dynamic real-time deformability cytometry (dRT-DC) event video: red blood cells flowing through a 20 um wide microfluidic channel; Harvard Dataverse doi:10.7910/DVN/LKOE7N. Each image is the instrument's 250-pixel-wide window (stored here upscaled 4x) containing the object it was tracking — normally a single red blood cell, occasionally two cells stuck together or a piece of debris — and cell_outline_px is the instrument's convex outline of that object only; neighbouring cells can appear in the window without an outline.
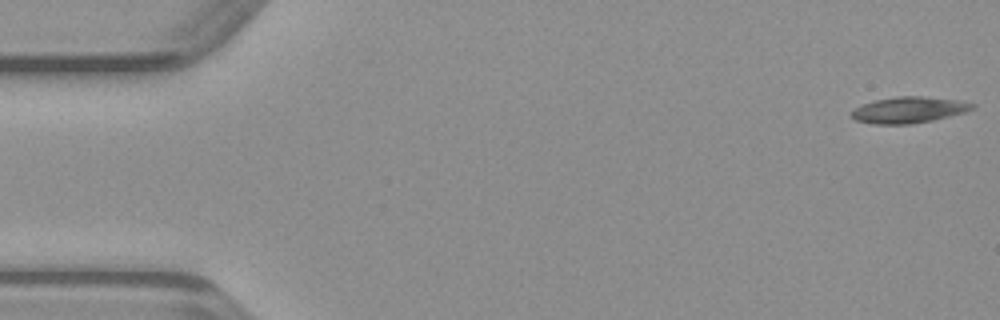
{"species": "common noctule bat (a hibernating species)", "species_latin": "Nyctalus noctula", "temperature_condition": "warm", "stored_images_in_passage": 48, "camera_frame_rate_fps": 3000, "um_per_image_px": 0.085, "animal": {"sex": "male", "body_mass_g": 23.1, "forearm_length_mm": 52.7}, "frame": {"image": 1, "passage_image": 1, "time_ms": 0.0, "image_size_px": [1000, 320], "cell_outline_px": [[976, 108], [964, 112], [932, 120], [912, 124], [872, 124], [856, 120], [848, 116], [848, 112], [864, 104], [876, 100], [896, 96], [924, 96], [960, 100], [976, 104]], "centroid_in_image_um": [77.24, 9.34], "position_along_channel_um": 7.8, "area_um2": 18.55}}
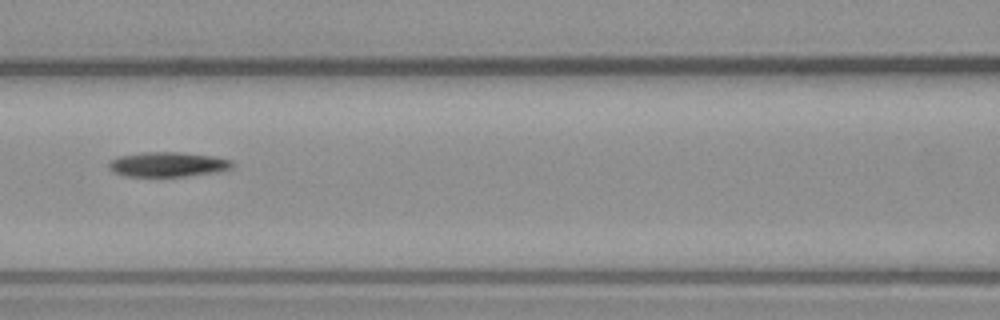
{"frame": {"image": 2, "passage_image": 21, "time_ms": 6.667, "image_size_px": [1000, 320], "cell_outline_px": [[232, 168], [216, 172], [184, 176], [124, 176], [108, 168], [108, 160], [116, 156], [144, 152], [180, 152], [212, 156], [232, 160]], "centroid_in_image_um": [14.21, 13.96], "position_along_channel_um": 152.4, "area_um2": 17.8}}
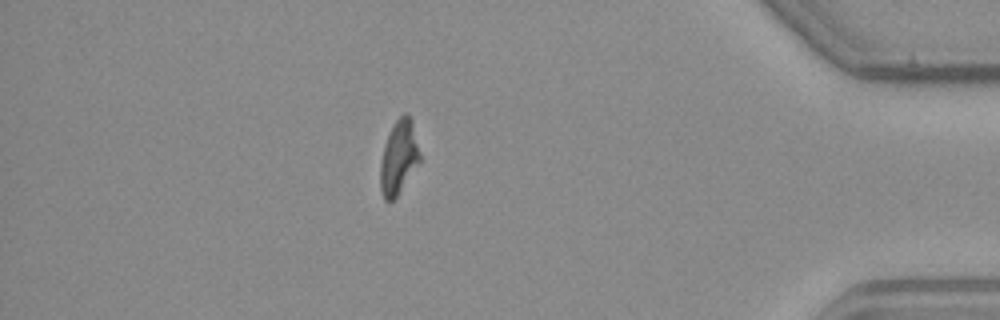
{"frame": {"image": 3, "passage_image": 42, "time_ms": 13.667, "image_size_px": [1000, 320], "cell_outline_px": [[420, 160], [396, 196], [392, 200], [384, 200], [380, 188], [380, 164], [384, 144], [392, 124], [404, 112], [408, 112], [412, 120], [420, 152]], "centroid_in_image_um": [33.88, 13.31], "position_along_channel_um": 401.3, "area_um2": 16.88}}